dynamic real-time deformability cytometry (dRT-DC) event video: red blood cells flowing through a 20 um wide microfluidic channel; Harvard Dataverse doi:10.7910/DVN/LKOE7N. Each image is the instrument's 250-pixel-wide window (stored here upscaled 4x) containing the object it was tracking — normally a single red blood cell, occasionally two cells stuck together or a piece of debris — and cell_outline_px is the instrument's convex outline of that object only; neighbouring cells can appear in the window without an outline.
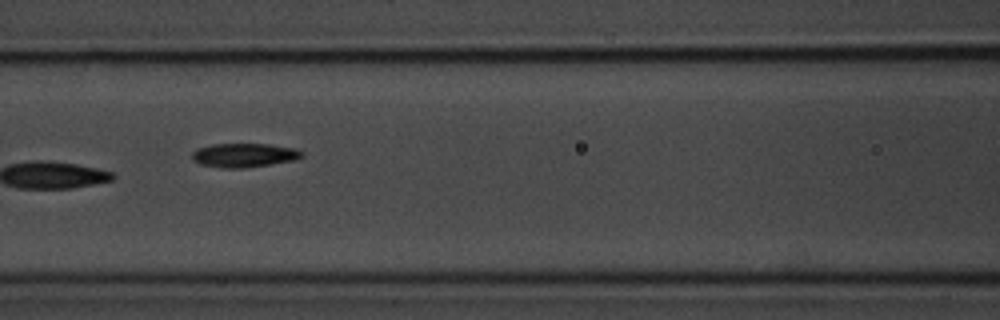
{"species": "common noctule bat (a hibernating species)", "species_latin": "Nyctalus noctula", "temperature_condition": "room temperature", "stored_images_in_passage": 15, "camera_frame_rate_fps": 3000, "um_per_image_px": 0.085, "animal": {"sex": "male", "body_mass_g": 20.1, "forearm_length_mm": 53.5}, "frame": {"image": 1, "passage_image": 7, "time_ms": 8.0, "image_size_px": [1000, 320], "cell_outline_px": [[304, 156], [292, 160], [272, 164], [240, 168], [224, 168], [200, 164], [192, 160], [192, 152], [196, 148], [212, 144], [268, 144], [292, 148], [304, 152]], "centroid_in_image_um": [20.71, 13.19], "position_along_channel_um": 145.9, "area_um2": 15.26}, "authors_computed_cell_mechanics": {"area_um2": 16.5308, "velocity_mm_per_s": 3.6558, "shape_relaxation_time_tau1_ms": 5.1847, "shape_relaxation_time_tau2_ms": null, "deformation_change_tau1": 0.1573, "deformation_change_tau2": null}}